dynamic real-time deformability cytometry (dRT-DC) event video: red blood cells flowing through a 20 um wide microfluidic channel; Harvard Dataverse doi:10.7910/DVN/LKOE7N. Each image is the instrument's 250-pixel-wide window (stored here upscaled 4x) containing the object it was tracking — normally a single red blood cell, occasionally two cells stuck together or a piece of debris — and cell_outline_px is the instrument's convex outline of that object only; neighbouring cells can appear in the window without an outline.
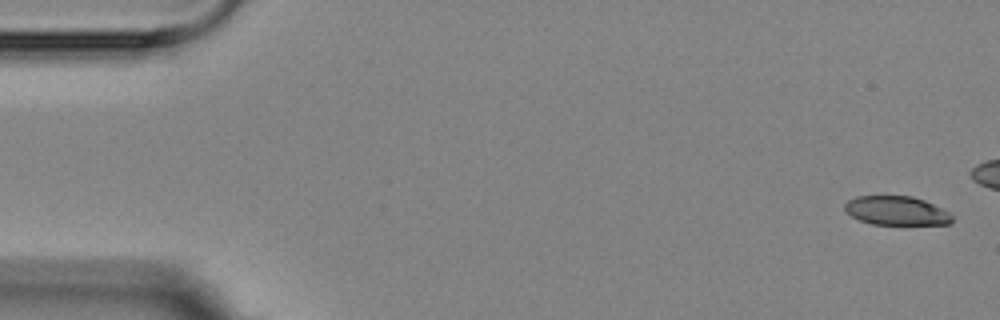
{"species": "Egyptian fruit bat (a non-hibernating species)", "species_latin": "Rousettus aegyptiacus", "temperature_condition": "room temperature", "stored_images_in_passage": 6, "camera_frame_rate_fps": 3000, "um_per_image_px": 0.085, "animal": {"sex": "female"}, "frame": {"image": 1, "passage_image": 1, "time_ms": 0.0, "image_size_px": [1000, 320], "cell_outline_px": [[952, 220], [948, 224], [872, 224], [860, 220], [852, 216], [844, 208], [844, 204], [848, 200], [856, 196], [912, 196], [924, 200], [948, 212], [952, 216]], "centroid_in_image_um": [76.17, 17.9], "position_along_channel_um": 8.8, "area_um2": 17.86}}
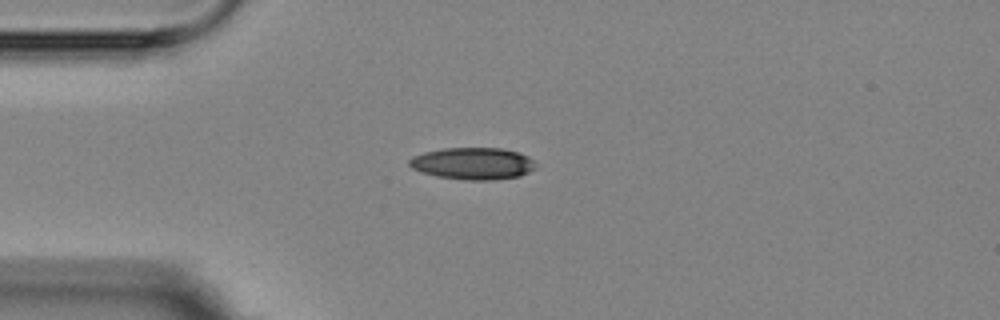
{"frame": {"image": 2, "passage_image": 6, "time_ms": 6.0, "image_size_px": [1000, 320], "cell_outline_px": [[536, 168], [520, 176], [492, 180], [464, 180], [436, 176], [420, 172], [412, 168], [408, 164], [408, 160], [412, 156], [424, 152], [444, 148], [500, 148], [520, 152], [528, 156], [532, 160]], "centroid_in_image_um": [40.17, 13.9], "position_along_channel_um": 44.8, "area_um2": 23.7}}